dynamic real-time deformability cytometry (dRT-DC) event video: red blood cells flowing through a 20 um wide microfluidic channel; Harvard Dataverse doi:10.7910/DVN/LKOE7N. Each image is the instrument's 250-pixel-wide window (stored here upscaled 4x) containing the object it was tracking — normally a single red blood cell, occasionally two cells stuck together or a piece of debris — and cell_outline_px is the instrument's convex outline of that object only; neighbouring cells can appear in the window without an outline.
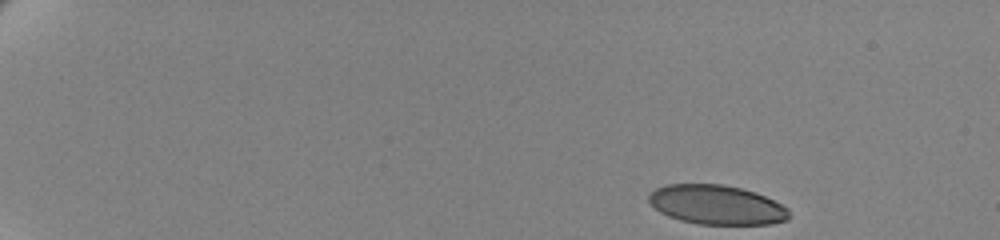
{"species": "human", "species_latin": "Homo sapiens", "temperature_condition": "cold", "stored_images_in_passage": 20, "camera_frame_rate_fps": 3000, "um_per_image_px": 0.085, "donor": {"sex": "female"}, "frame": {"image": 1, "passage_image": 1, "time_ms": 0.0, "image_size_px": [1000, 240], "cell_outline_px": [[788, 220], [772, 224], [700, 224], [680, 220], [668, 216], [660, 212], [648, 200], [648, 196], [656, 188], [668, 184], [720, 184], [740, 188], [756, 192], [788, 208]], "centroid_in_image_um": [60.91, 17.41], "position_along_channel_um": 24.1, "area_um2": 31.96}}
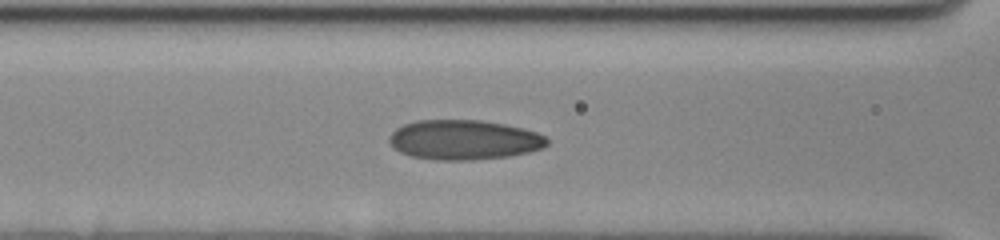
{"frame": {"image": 2, "passage_image": 15, "time_ms": 4.667, "image_size_px": [1000, 240], "cell_outline_px": [[548, 144], [544, 148], [528, 152], [508, 156], [472, 160], [436, 160], [412, 156], [400, 152], [392, 148], [388, 140], [388, 136], [396, 128], [404, 124], [416, 120], [480, 120], [504, 124], [536, 132], [544, 136], [548, 140]], "centroid_in_image_um": [39.4, 11.89], "position_along_channel_um": 127.2, "area_um2": 36.65}}
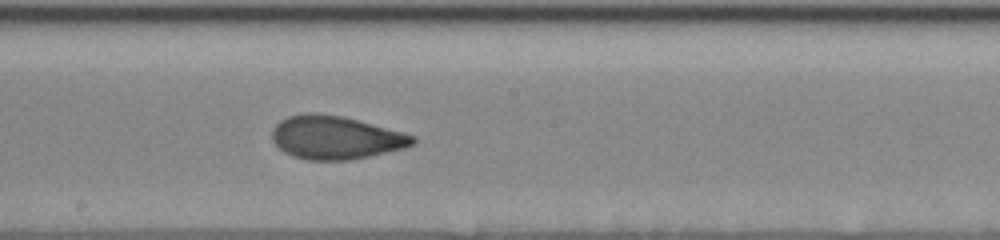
{"frame": {"image": 3, "passage_image": 20, "time_ms": 6.333, "image_size_px": [1000, 240], "cell_outline_px": [[416, 144], [404, 148], [368, 156], [348, 160], [308, 160], [292, 156], [284, 152], [272, 140], [272, 128], [280, 120], [288, 116], [308, 112], [316, 112], [344, 116], [404, 132], [416, 136]], "centroid_in_image_um": [28.53, 11.68], "position_along_channel_um": 219.7, "area_um2": 35.72}}